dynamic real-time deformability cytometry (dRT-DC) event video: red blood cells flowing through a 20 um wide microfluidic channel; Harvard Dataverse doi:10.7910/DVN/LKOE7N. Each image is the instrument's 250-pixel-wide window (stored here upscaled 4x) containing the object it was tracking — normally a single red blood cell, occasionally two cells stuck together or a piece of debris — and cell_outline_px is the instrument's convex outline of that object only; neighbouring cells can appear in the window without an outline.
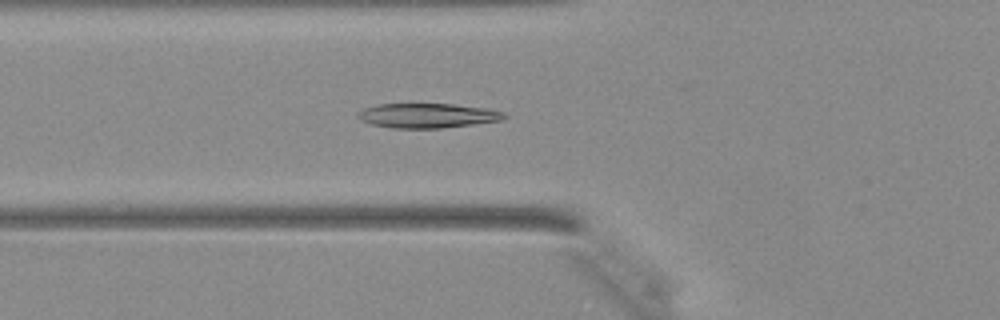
{"species": "Egyptian fruit bat (a non-hibernating species)", "species_latin": "Rousettus aegyptiacus", "temperature_condition": "warm", "stored_images_in_passage": 35, "camera_frame_rate_fps": 3000, "um_per_image_px": 0.085, "animal": {"sex": "female"}, "frame": {"image": 1, "passage_image": 8, "time_ms": 2.333, "image_size_px": [1000, 320], "cell_outline_px": [[508, 116], [504, 120], [440, 128], [392, 128], [372, 124], [360, 120], [356, 116], [356, 112], [364, 108], [380, 104], [452, 104], [484, 108], [504, 112]], "centroid_in_image_um": [36.32, 9.82], "position_along_channel_um": 89.5, "area_um2": 20.92}}
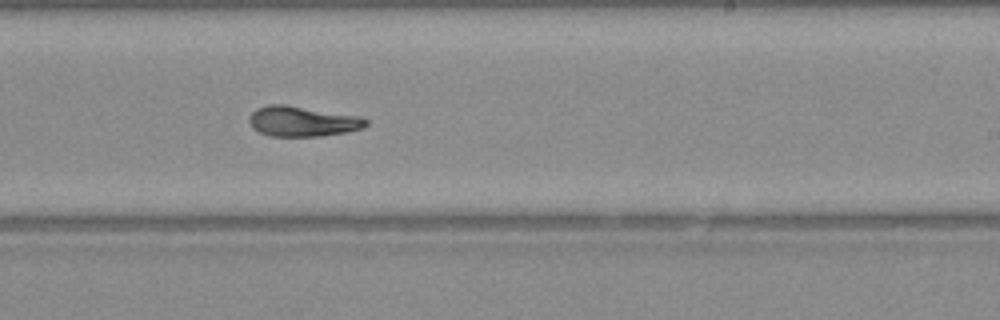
{"frame": {"image": 2, "passage_image": 19, "time_ms": 6.0, "image_size_px": [1000, 320], "cell_outline_px": [[368, 124], [364, 128], [348, 132], [320, 136], [272, 136], [260, 132], [252, 128], [248, 120], [248, 116], [256, 108], [268, 104], [284, 104], [360, 116], [368, 120]], "centroid_in_image_um": [25.71, 10.31], "position_along_channel_um": 263.3, "area_um2": 20.75}}
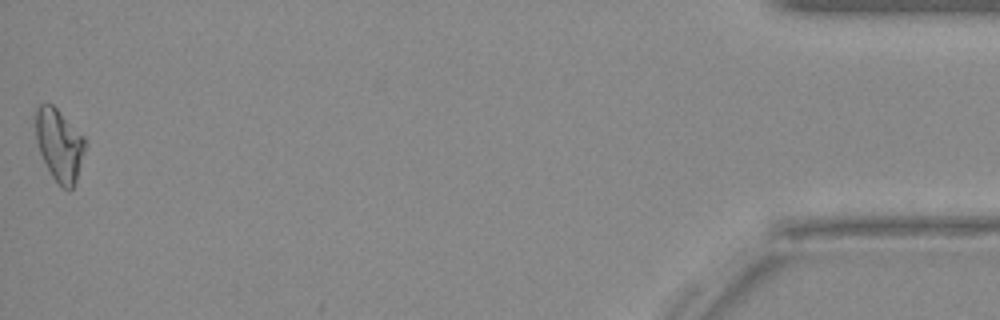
{"frame": {"image": 3, "passage_image": 35, "time_ms": 11.333, "image_size_px": [1000, 320], "cell_outline_px": [[84, 148], [76, 180], [72, 188], [64, 188], [52, 176], [40, 152], [36, 140], [36, 108], [40, 104], [52, 104], [84, 136]], "centroid_in_image_um": [5.02, 12.28], "position_along_channel_um": 430.2, "area_um2": 20.06}}